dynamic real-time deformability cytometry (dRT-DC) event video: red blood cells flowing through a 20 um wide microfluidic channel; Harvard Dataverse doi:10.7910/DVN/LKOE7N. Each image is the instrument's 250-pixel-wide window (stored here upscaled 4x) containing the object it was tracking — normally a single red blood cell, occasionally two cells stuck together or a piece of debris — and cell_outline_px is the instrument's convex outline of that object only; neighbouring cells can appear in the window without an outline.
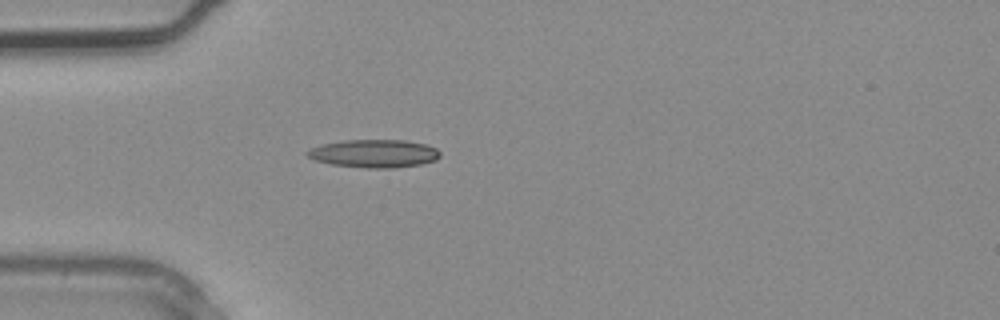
{"species": "common noctule bat (a hibernating species)", "species_latin": "Nyctalus noctula", "temperature_condition": "warm", "stored_images_in_passage": 2, "camera_frame_rate_fps": 3000, "um_per_image_px": 0.085, "animal": {"sex": "male", "body_mass_g": 20.4}, "frame": {"image": 1, "passage_image": 2, "time_ms": 0.333, "image_size_px": [1000, 320], "cell_outline_px": [[440, 156], [436, 160], [420, 164], [392, 168], [364, 168], [332, 164], [312, 160], [304, 152], [320, 144], [344, 140], [404, 140], [424, 144], [436, 148], [440, 152]], "centroid_in_image_um": [31.77, 13.05], "position_along_channel_um": 53.2, "area_um2": 21.73}}